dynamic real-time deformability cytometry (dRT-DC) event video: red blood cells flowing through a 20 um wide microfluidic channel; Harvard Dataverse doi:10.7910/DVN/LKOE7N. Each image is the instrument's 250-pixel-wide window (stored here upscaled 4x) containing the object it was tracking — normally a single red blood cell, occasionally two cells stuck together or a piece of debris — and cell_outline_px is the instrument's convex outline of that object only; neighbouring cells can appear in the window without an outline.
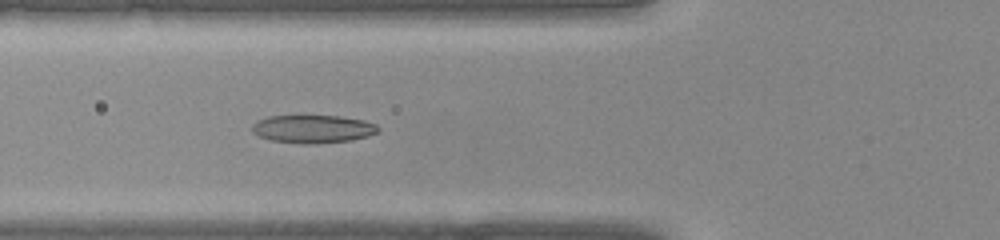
{"species": "common noctule bat (a hibernating species)", "species_latin": "Nyctalus noctula", "temperature_condition": "warm", "stored_images_in_passage": 32, "camera_frame_rate_fps": 3000, "um_per_image_px": 0.085, "animal": {"sex": "female", "body_mass_g": 22.0, "forearm_length_mm": 56.7}, "frame": {"image": 1, "passage_image": 7, "time_ms": 2.0, "image_size_px": [1000, 240], "cell_outline_px": [[380, 132], [368, 136], [352, 140], [312, 144], [304, 144], [272, 140], [260, 136], [252, 132], [252, 124], [256, 120], [268, 116], [340, 116], [364, 120], [376, 124], [380, 128]], "centroid_in_image_um": [26.62, 10.96], "position_along_channel_um": 99.2, "area_um2": 20.69}}
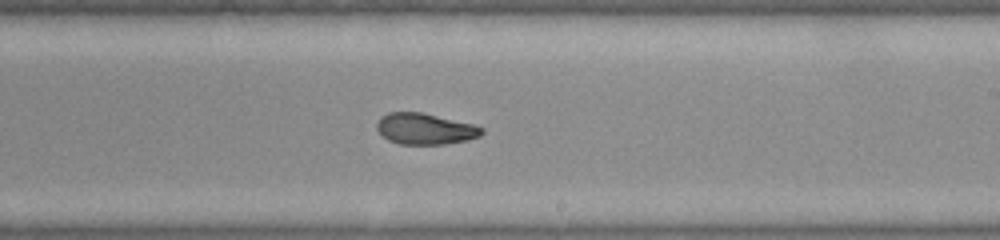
{"frame": {"image": 2, "passage_image": 16, "time_ms": 5.0, "image_size_px": [1000, 240], "cell_outline_px": [[484, 132], [480, 136], [468, 140], [444, 144], [400, 144], [388, 140], [376, 128], [376, 124], [380, 116], [388, 112], [424, 112], [476, 124], [484, 128]], "centroid_in_image_um": [36.17, 10.93], "position_along_channel_um": 252.8, "area_um2": 19.36}}
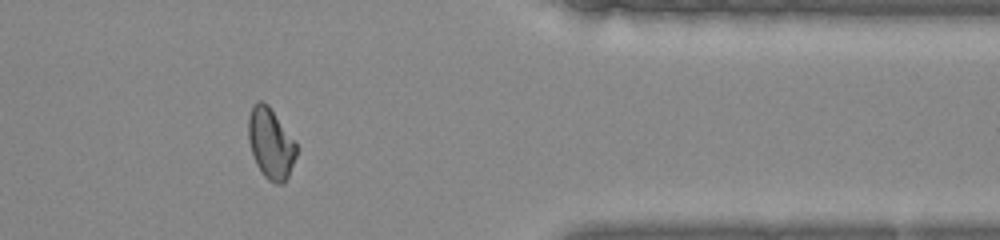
{"frame": {"image": 3, "passage_image": 25, "time_ms": 8.0, "image_size_px": [1000, 240], "cell_outline_px": [[296, 156], [288, 176], [284, 184], [276, 184], [268, 180], [264, 176], [256, 164], [248, 140], [248, 116], [252, 108], [260, 100], [268, 104], [296, 140]], "centroid_in_image_um": [23.02, 12.19], "position_along_channel_um": 388.4, "area_um2": 19.88}}